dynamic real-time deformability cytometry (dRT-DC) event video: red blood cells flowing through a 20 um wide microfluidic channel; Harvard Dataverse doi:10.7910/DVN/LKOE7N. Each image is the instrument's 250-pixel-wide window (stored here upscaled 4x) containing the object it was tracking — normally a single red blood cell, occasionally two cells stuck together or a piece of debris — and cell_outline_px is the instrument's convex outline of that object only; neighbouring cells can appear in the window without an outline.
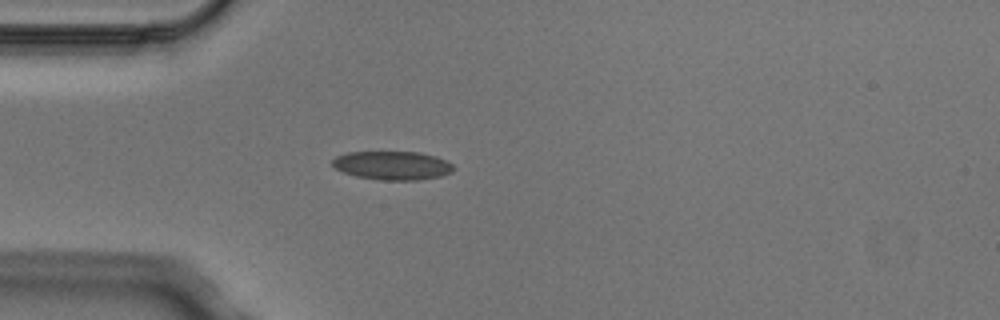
{"species": "Egyptian fruit bat (a non-hibernating species)", "species_latin": "Rousettus aegyptiacus", "temperature_condition": "cold", "stored_images_in_passage": 3, "camera_frame_rate_fps": 3000, "um_per_image_px": 0.085, "animal": {"sex": "male"}, "frame": {"image": 1, "passage_image": 3, "time_ms": 0.667, "image_size_px": [1000, 320], "cell_outline_px": [[456, 168], [452, 172], [440, 176], [416, 180], [380, 180], [356, 176], [344, 172], [336, 168], [332, 164], [332, 160], [336, 156], [348, 152], [420, 152], [436, 156], [452, 164]], "centroid_in_image_um": [33.37, 14.06], "position_along_channel_um": 51.6, "area_um2": 20.17}}